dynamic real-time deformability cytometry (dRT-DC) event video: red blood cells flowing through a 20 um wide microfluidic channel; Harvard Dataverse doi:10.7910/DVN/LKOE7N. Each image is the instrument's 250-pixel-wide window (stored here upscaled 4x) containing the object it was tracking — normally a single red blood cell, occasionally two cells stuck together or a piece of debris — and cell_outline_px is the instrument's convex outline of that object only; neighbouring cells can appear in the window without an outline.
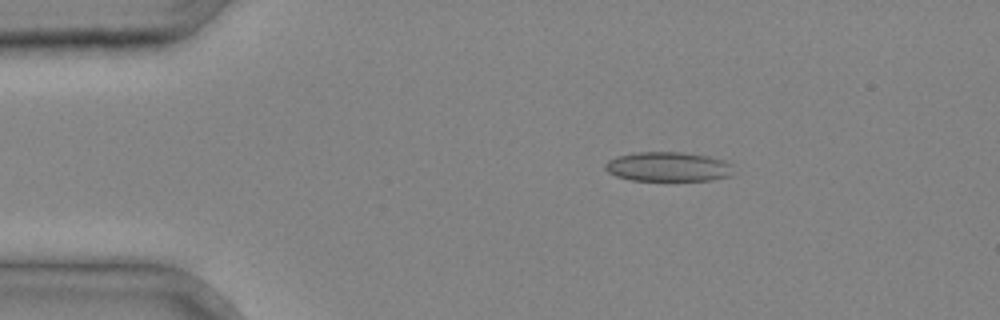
{"species": "common noctule bat (a hibernating species)", "species_latin": "Nyctalus noctula", "temperature_condition": "cold", "stored_images_in_passage": 20, "camera_frame_rate_fps": 3000, "um_per_image_px": 0.085, "animal": {"sex": "male", "body_mass_g": 20.4}, "frame": {"image": 1, "passage_image": 3, "time_ms": 0.667, "image_size_px": [1000, 320], "cell_outline_px": [[732, 176], [712, 180], [632, 180], [616, 176], [608, 172], [604, 168], [604, 164], [608, 160], [616, 156], [632, 152], [684, 152], [708, 156], [724, 160], [732, 164]], "centroid_in_image_um": [56.78, 14.16], "position_along_channel_um": 28.2, "area_um2": 22.25}}
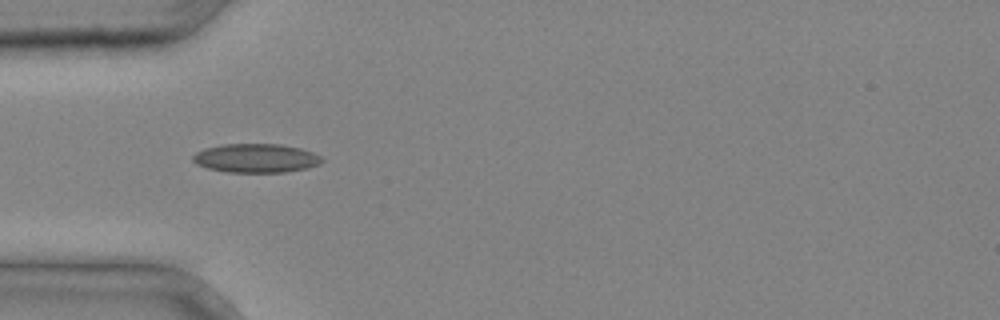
{"frame": {"image": 2, "passage_image": 8, "time_ms": 2.333, "image_size_px": [1000, 320], "cell_outline_px": [[324, 160], [320, 164], [308, 168], [284, 172], [228, 172], [208, 168], [196, 164], [192, 160], [192, 156], [196, 152], [204, 148], [220, 144], [280, 144], [300, 148], [312, 152], [320, 156]], "centroid_in_image_um": [21.75, 13.44], "position_along_channel_um": 63.3, "area_um2": 21.79}}
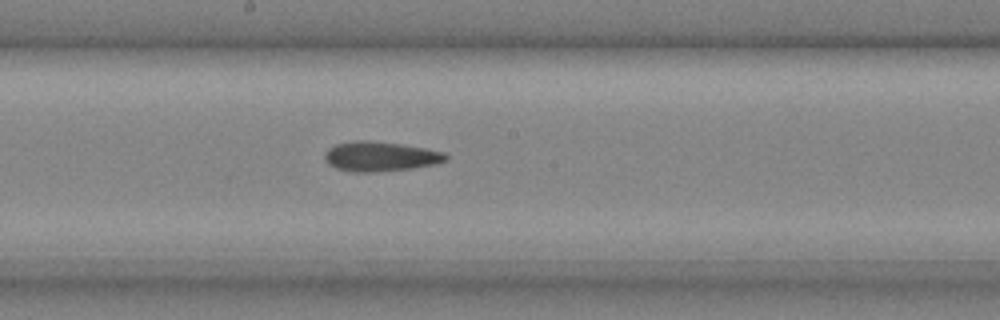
{"frame": {"image": 3, "passage_image": 17, "time_ms": 5.333, "image_size_px": [1000, 320], "cell_outline_px": [[448, 160], [436, 164], [412, 168], [372, 172], [356, 172], [336, 168], [328, 164], [324, 160], [324, 152], [328, 148], [336, 144], [356, 140], [372, 140], [428, 148], [444, 152], [448, 156]], "centroid_in_image_um": [32.33, 13.29], "position_along_channel_um": 215.9, "area_um2": 21.15}}